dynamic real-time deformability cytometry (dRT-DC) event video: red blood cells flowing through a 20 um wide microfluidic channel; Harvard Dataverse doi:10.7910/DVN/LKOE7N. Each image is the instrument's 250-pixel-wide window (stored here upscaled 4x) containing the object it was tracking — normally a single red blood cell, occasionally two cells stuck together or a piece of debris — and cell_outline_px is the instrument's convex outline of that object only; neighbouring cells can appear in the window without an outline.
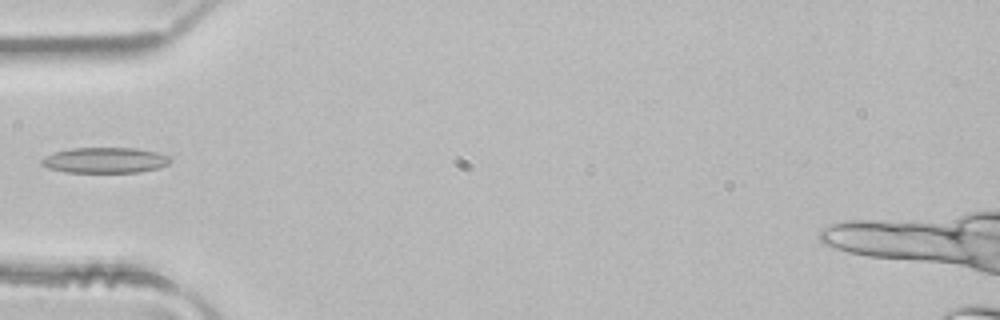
{"species": "common noctule bat (a hibernating species)", "species_latin": "Nyctalus noctula", "temperature_condition": "room temperature", "stored_images_in_passage": 3, "camera_frame_rate_fps": 3000, "um_per_image_px": 0.085, "animal": {"sex": "male", "body_mass_g": 21.5, "forearm_length_mm": 52.0}, "frame": {"image": 1, "passage_image": 3, "time_ms": 0.667, "image_size_px": [1000, 320], "cell_outline_px": [[172, 160], [168, 164], [160, 168], [140, 172], [64, 172], [48, 168], [40, 164], [40, 160], [44, 156], [56, 152], [72, 148], [136, 148], [156, 152], [172, 156]], "centroid_in_image_um": [8.95, 13.62], "position_along_channel_um": 76.1, "area_um2": 19.36}}